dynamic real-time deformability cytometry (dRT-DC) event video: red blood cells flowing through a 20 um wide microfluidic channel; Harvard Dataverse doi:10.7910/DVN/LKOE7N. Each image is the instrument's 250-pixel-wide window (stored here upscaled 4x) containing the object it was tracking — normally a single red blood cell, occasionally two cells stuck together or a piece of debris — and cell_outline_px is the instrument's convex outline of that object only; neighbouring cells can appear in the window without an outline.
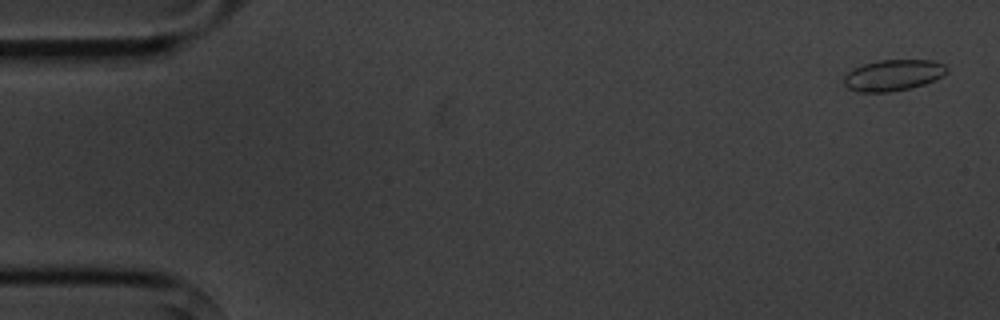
{"species": "common noctule bat (a hibernating species)", "species_latin": "Nyctalus noctula", "temperature_condition": "cold", "stored_images_in_passage": 6, "segment_of_instrument_passage": [1, 2], "camera_frame_rate_fps": 3000, "um_per_image_px": 0.085, "animal": {"sex": "male", "body_mass_g": 20.1, "forearm_length_mm": 53.5}, "frame": {"image": 1, "passage_image": 1, "time_ms": 0.0, "image_size_px": [1000, 320], "cell_outline_px": [[948, 72], [944, 76], [924, 84], [892, 92], [860, 92], [848, 88], [844, 84], [844, 76], [852, 68], [864, 64], [880, 60], [932, 60], [944, 64], [948, 68]], "centroid_in_image_um": [75.93, 6.39], "position_along_channel_um": 9.1, "area_um2": 18.73}}
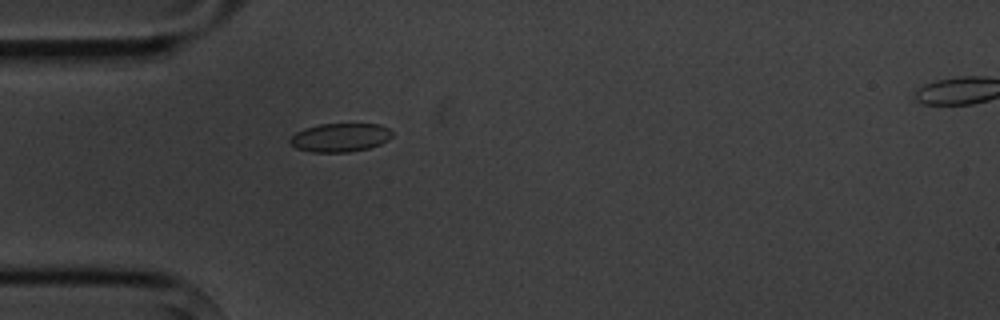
{"frame": {"image": 2, "passage_image": 5, "time_ms": 4.667, "image_size_px": [1000, 320], "cell_outline_px": [[392, 136], [388, 140], [380, 144], [368, 148], [348, 152], [312, 152], [296, 148], [288, 140], [296, 132], [304, 128], [320, 124], [380, 124], [388, 128], [392, 132]], "centroid_in_image_um": [28.91, 11.68], "position_along_channel_um": 56.1, "area_um2": 16.99}}